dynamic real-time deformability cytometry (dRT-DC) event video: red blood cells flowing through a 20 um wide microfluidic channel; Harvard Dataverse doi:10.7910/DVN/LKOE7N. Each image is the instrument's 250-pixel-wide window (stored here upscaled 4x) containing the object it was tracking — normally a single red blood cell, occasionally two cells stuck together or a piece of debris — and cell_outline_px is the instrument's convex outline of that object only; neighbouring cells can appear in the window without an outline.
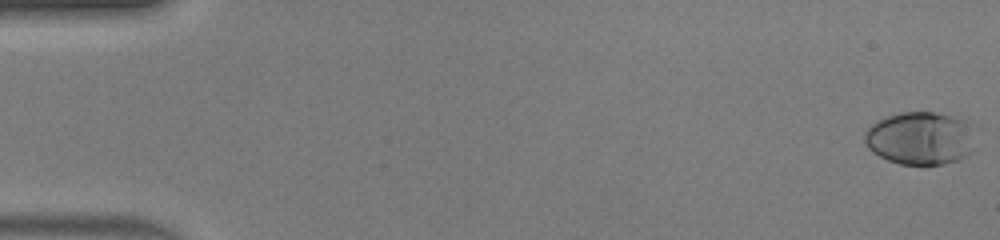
{"species": "human", "species_latin": "Homo sapiens", "temperature_condition": "warm", "stored_images_in_passage": 51, "camera_frame_rate_fps": 3000, "um_per_image_px": 0.085, "donor": {"sex": "male"}, "frame": {"image": 1, "passage_image": 1, "time_ms": 0.0, "image_size_px": [1000, 240], "cell_outline_px": [[972, 152], [956, 160], [944, 164], [900, 164], [888, 160], [872, 152], [868, 148], [864, 140], [864, 132], [876, 120], [900, 112], [932, 112], [952, 116], [968, 120], [972, 124]], "centroid_in_image_um": [78.21, 11.74], "position_along_channel_um": 6.8, "area_um2": 34.22}}
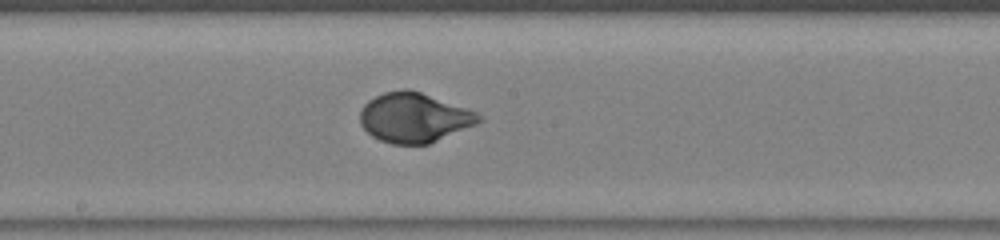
{"frame": {"image": 2, "passage_image": 28, "time_ms": 9.0, "image_size_px": [1000, 240], "cell_outline_px": [[484, 120], [476, 124], [428, 144], [392, 144], [380, 140], [372, 136], [360, 124], [360, 112], [364, 104], [368, 100], [384, 92], [404, 88], [408, 88], [420, 92], [476, 112], [484, 116]], "centroid_in_image_um": [35.19, 9.99], "position_along_channel_um": 213.0, "area_um2": 34.16}}
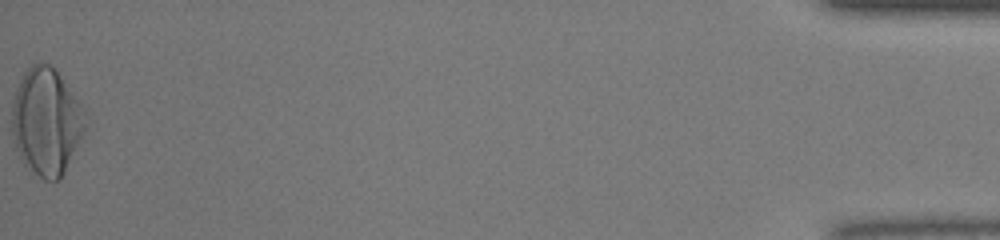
{"frame": {"image": 3, "passage_image": 51, "time_ms": 16.667, "image_size_px": [1000, 240], "cell_outline_px": [[84, 132], [60, 176], [56, 180], [44, 180], [24, 164], [16, 148], [12, 132], [12, 100], [16, 88], [24, 72], [32, 64], [48, 64], [60, 76], [80, 104], [84, 112]], "centroid_in_image_um": [3.89, 10.32], "position_along_channel_um": 431.3, "area_um2": 44.51}, "authors_computed_cell_mechanics": {"area_um2": 33.5818, "velocity_mm_per_s": 4.14, "shape_relaxation_time_tau1_ms": 3.045, "shape_relaxation_time_tau2_ms": null, "deformation_change_tau1": 0.2108, "deformation_change_tau2": null}}